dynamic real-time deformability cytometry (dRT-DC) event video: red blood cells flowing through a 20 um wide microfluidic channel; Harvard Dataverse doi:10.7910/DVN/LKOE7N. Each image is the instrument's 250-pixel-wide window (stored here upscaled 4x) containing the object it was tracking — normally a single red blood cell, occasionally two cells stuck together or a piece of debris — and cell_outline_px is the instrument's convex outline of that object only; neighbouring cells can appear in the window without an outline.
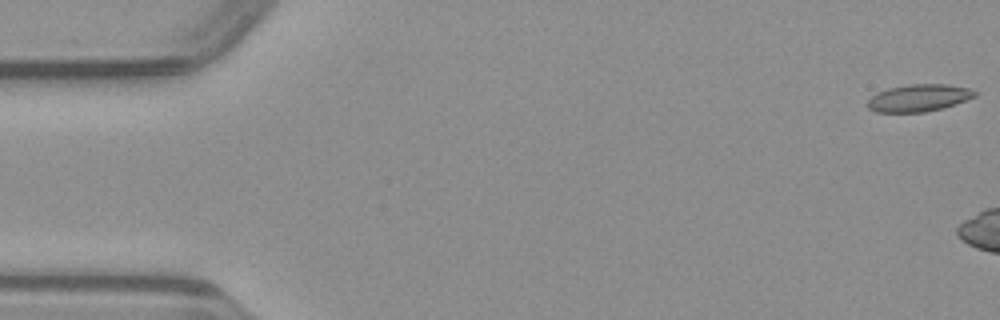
{"species": "common noctule bat (a hibernating species)", "species_latin": "Nyctalus noctula", "temperature_condition": "warm", "stored_images_in_passage": 6, "camera_frame_rate_fps": 3000, "um_per_image_px": 0.085, "animal": {"sex": "male", "body_mass_g": 23.1, "forearm_length_mm": 52.7}, "frame": {"image": 1, "passage_image": 1, "time_ms": 0.0, "image_size_px": [1000, 320], "cell_outline_px": [[976, 96], [944, 108], [924, 112], [876, 112], [868, 108], [868, 100], [876, 92], [888, 88], [908, 84], [948, 84], [968, 88], [976, 92]], "centroid_in_image_um": [78.08, 8.32], "position_along_channel_um": 6.9, "area_um2": 16.99}}